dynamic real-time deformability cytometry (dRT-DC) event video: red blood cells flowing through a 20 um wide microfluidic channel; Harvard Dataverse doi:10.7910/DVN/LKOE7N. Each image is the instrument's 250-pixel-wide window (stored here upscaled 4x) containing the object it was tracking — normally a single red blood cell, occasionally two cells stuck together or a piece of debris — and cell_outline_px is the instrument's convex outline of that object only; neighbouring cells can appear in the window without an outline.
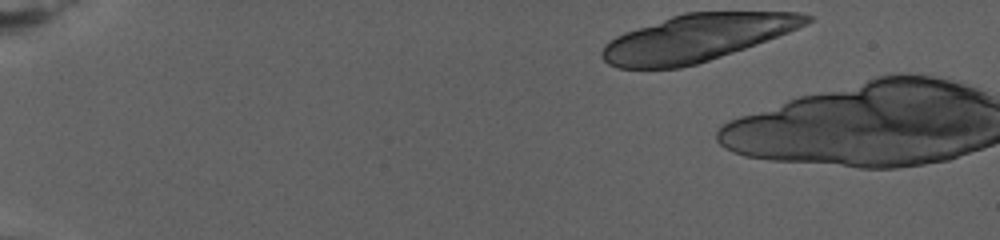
{"species": "human", "species_latin": "Homo sapiens", "temperature_condition": "warm", "stored_images_in_passage": 7, "camera_frame_rate_fps": 3000, "um_per_image_px": 0.085, "donor": {"sex": "female"}, "frame": {"image": 1, "passage_image": 1, "time_ms": 0.0, "image_size_px": [1000, 240], "cell_outline_px": [[812, 20], [808, 24], [788, 32], [756, 44], [696, 64], [680, 68], [620, 68], [608, 64], [600, 56], [600, 52], [604, 44], [608, 40], [624, 32], [684, 12], [800, 12], [812, 16]], "centroid_in_image_um": [59.19, 3.22], "position_along_channel_um": 25.8, "area_um2": 55.6}}